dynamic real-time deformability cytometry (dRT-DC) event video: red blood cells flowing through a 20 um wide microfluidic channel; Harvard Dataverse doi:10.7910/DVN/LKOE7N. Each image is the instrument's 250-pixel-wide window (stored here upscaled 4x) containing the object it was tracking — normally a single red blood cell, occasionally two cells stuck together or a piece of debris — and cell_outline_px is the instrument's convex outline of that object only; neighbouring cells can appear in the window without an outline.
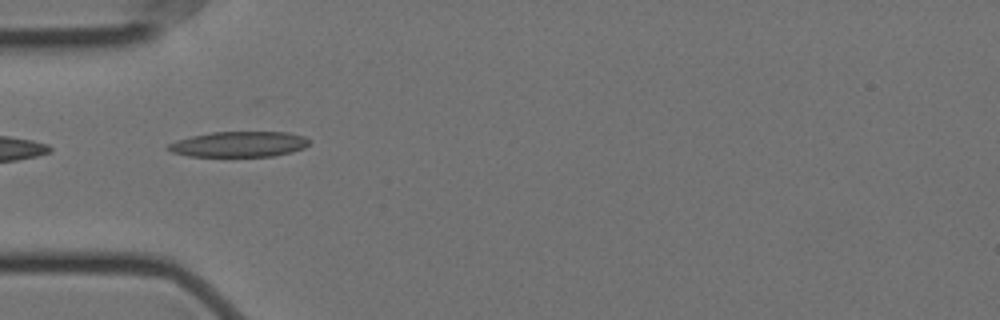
{"species": "Egyptian fruit bat (a non-hibernating species)", "species_latin": "Rousettus aegyptiacus", "temperature_condition": "cold", "stored_images_in_passage": 9, "camera_frame_rate_fps": 3000, "um_per_image_px": 0.085, "animal": {"sex": "female"}, "frame": {"image": 1, "passage_image": 6, "time_ms": 1.667, "image_size_px": [1000, 320], "cell_outline_px": [[312, 140], [304, 148], [292, 152], [272, 156], [188, 156], [172, 152], [164, 148], [168, 144], [176, 140], [192, 136], [212, 132], [288, 132], [304, 136]], "centroid_in_image_um": [20.32, 12.25], "position_along_channel_um": 64.7, "area_um2": 21.04}}
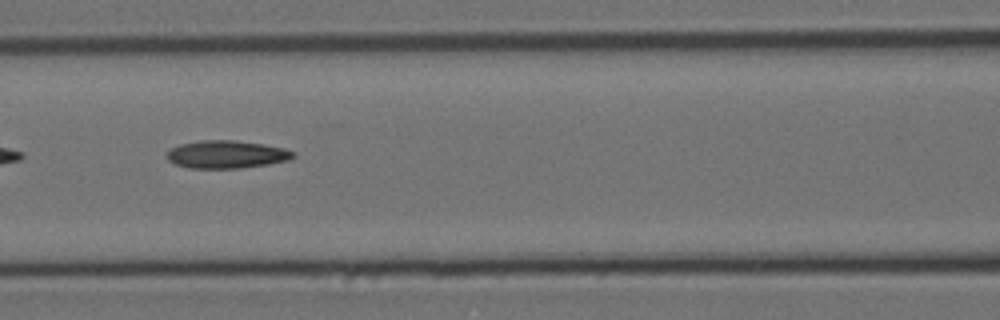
{"frame": {"image": 2, "passage_image": 8, "time_ms": 2.333, "image_size_px": [1000, 320], "cell_outline_px": [[296, 156], [288, 160], [268, 164], [244, 168], [188, 168], [176, 164], [168, 160], [168, 152], [172, 148], [180, 144], [200, 140], [232, 140], [264, 144], [284, 148], [296, 152]], "centroid_in_image_um": [19.29, 13.12], "position_along_channel_um": 147.3, "area_um2": 20.46}}
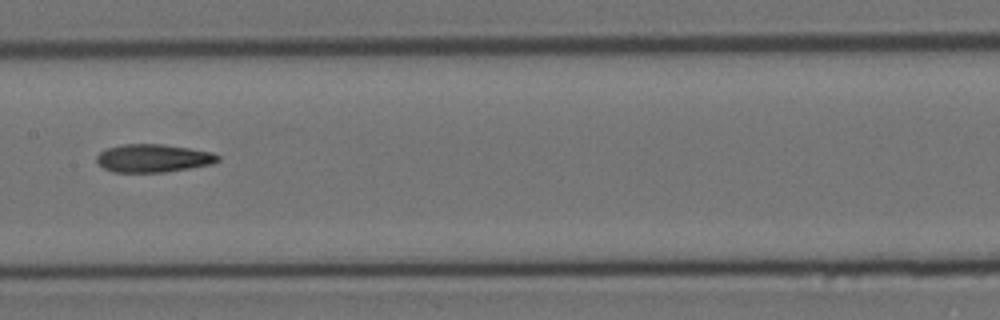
{"frame": {"image": 3, "passage_image": 9, "time_ms": 2.667, "image_size_px": [1000, 320], "cell_outline_px": [[220, 160], [212, 164], [164, 172], [112, 172], [104, 168], [96, 160], [96, 156], [100, 152], [108, 148], [124, 144], [164, 144], [212, 152], [220, 156]], "centroid_in_image_um": [13.03, 13.44], "position_along_channel_um": 194.4, "area_um2": 19.71}}